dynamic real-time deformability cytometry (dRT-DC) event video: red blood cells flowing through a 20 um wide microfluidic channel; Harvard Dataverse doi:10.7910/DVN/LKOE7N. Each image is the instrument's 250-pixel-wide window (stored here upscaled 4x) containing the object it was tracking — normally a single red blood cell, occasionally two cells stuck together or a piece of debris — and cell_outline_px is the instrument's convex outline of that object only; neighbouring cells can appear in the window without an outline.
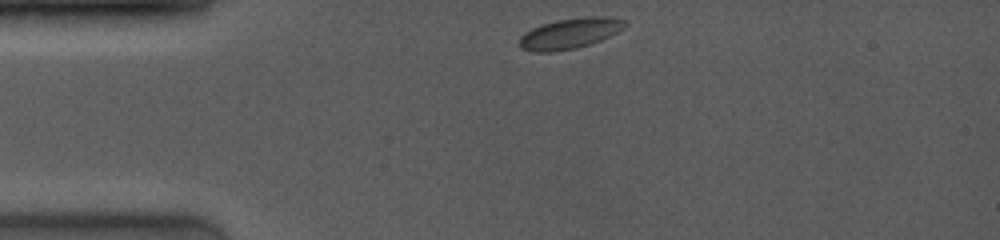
{"species": "common noctule bat (a hibernating species)", "species_latin": "Nyctalus noctula", "temperature_condition": "room temperature", "stored_images_in_passage": 12, "camera_frame_rate_fps": 4000, "um_per_image_px": 0.085, "animal": {"sex": "female", "body_mass_g": 19.0, "forearm_length_mm": 53.3}, "frame": {"image": 1, "passage_image": 1, "time_ms": 0.0, "image_size_px": [1000, 240], "cell_outline_px": [[628, 24], [624, 28], [600, 40], [576, 48], [552, 52], [532, 52], [520, 48], [516, 44], [520, 36], [524, 32], [532, 28], [556, 20], [588, 16], [612, 16], [628, 20]], "centroid_in_image_um": [48.42, 2.83], "position_along_channel_um": 36.6, "area_um2": 19.07}}
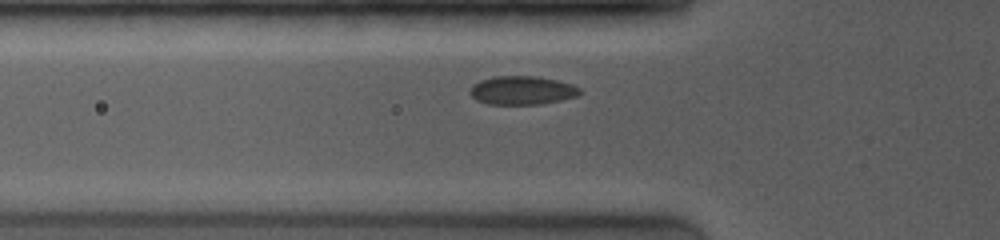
{"frame": {"image": 2, "passage_image": 8, "time_ms": 2.0, "image_size_px": [1000, 240], "cell_outline_px": [[584, 92], [580, 96], [540, 104], [488, 104], [476, 100], [468, 92], [468, 88], [472, 84], [480, 80], [492, 76], [536, 76], [556, 80], [572, 84], [580, 88]], "centroid_in_image_um": [44.37, 7.67], "position_along_channel_um": 81.4, "area_um2": 18.61}}
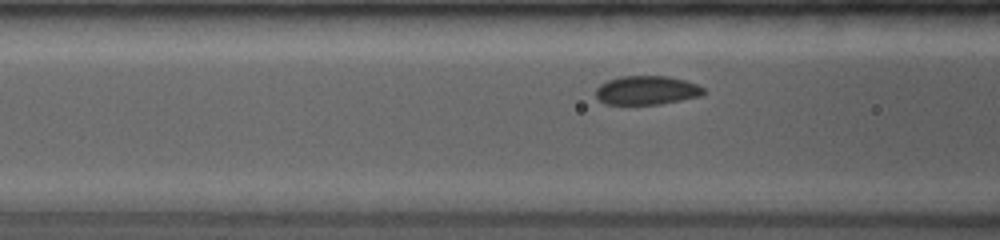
{"frame": {"image": 3, "passage_image": 10, "time_ms": 2.75, "image_size_px": [1000, 240], "cell_outline_px": [[704, 92], [700, 96], [660, 104], [604, 104], [596, 96], [596, 88], [600, 84], [608, 80], [620, 76], [668, 76], [684, 80], [696, 84], [704, 88]], "centroid_in_image_um": [54.95, 7.67], "position_along_channel_um": 111.7, "area_um2": 18.03}}